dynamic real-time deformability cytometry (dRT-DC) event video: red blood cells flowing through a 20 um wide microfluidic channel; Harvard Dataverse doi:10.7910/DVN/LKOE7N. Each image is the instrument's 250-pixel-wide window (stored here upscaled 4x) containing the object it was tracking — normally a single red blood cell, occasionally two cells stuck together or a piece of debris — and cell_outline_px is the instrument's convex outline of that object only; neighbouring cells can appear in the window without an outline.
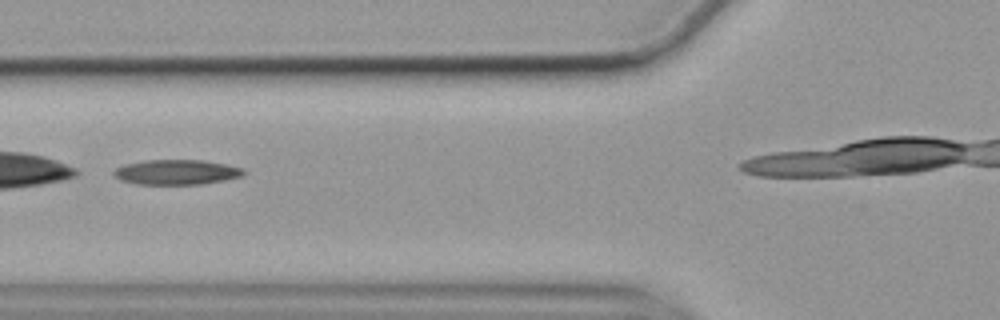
{"species": "common noctule bat (a hibernating species)", "species_latin": "Nyctalus noctula", "temperature_condition": "cold", "stored_images_in_passage": 18, "camera_frame_rate_fps": 3000, "um_per_image_px": 0.085, "animal": {"sex": "female", "body_mass_g": 19.9}, "frame": {"image": 1, "passage_image": 11, "time_ms": 3.333, "image_size_px": [1000, 320], "cell_outline_px": [[248, 172], [244, 176], [224, 180], [200, 184], [136, 184], [120, 180], [112, 172], [116, 168], [124, 164], [144, 160], [200, 160], [224, 164], [244, 168]], "centroid_in_image_um": [15.02, 14.63], "position_along_channel_um": 110.8, "area_um2": 18.96}}